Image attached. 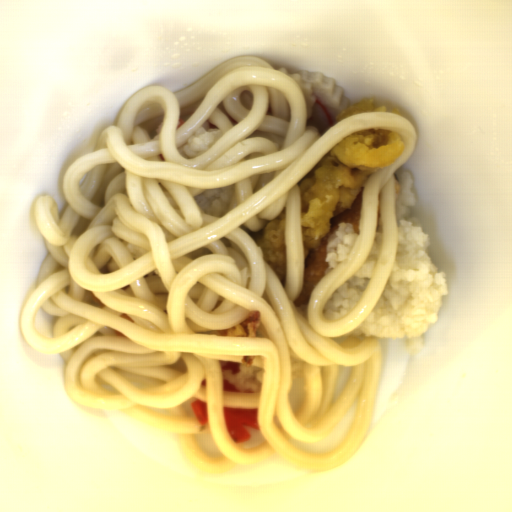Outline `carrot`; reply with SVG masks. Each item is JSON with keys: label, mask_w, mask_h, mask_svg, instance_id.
I'll return each mask as SVG.
<instances>
[{"label": "carrot", "mask_w": 512, "mask_h": 512, "mask_svg": "<svg viewBox=\"0 0 512 512\" xmlns=\"http://www.w3.org/2000/svg\"><path fill=\"white\" fill-rule=\"evenodd\" d=\"M223 415L228 435L236 444L251 439L248 428L260 430L257 423L258 411L255 409L225 407Z\"/></svg>", "instance_id": "1"}, {"label": "carrot", "mask_w": 512, "mask_h": 512, "mask_svg": "<svg viewBox=\"0 0 512 512\" xmlns=\"http://www.w3.org/2000/svg\"><path fill=\"white\" fill-rule=\"evenodd\" d=\"M191 409L194 417L200 425H209L208 409L206 403L195 400L191 402Z\"/></svg>", "instance_id": "2"}, {"label": "carrot", "mask_w": 512, "mask_h": 512, "mask_svg": "<svg viewBox=\"0 0 512 512\" xmlns=\"http://www.w3.org/2000/svg\"><path fill=\"white\" fill-rule=\"evenodd\" d=\"M223 391L231 393H242L233 383L223 378Z\"/></svg>", "instance_id": "3"}, {"label": "carrot", "mask_w": 512, "mask_h": 512, "mask_svg": "<svg viewBox=\"0 0 512 512\" xmlns=\"http://www.w3.org/2000/svg\"><path fill=\"white\" fill-rule=\"evenodd\" d=\"M223 371L231 370L232 373H237L240 370V363L222 362Z\"/></svg>", "instance_id": "4"}]
</instances>
